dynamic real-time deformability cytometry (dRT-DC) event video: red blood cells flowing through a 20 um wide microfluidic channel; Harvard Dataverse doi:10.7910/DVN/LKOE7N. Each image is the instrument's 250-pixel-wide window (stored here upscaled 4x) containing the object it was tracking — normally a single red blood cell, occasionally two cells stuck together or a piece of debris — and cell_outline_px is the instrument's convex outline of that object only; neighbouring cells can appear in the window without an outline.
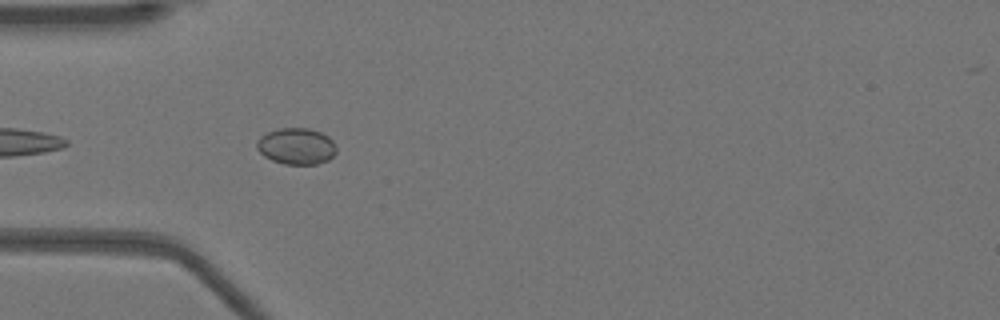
{"species": "Egyptian fruit bat (a non-hibernating species)", "species_latin": "Rousettus aegyptiacus", "temperature_condition": "warm", "stored_images_in_passage": 6, "camera_frame_rate_fps": 3000, "um_per_image_px": 0.085, "animal": {"sex": "female"}, "frame": {"image": 1, "passage_image": 3, "time_ms": 0.667, "image_size_px": [1000, 320], "cell_outline_px": [[336, 152], [328, 160], [316, 164], [284, 164], [272, 160], [264, 156], [256, 148], [256, 140], [260, 136], [268, 132], [280, 128], [308, 128], [320, 132], [328, 136], [336, 144]], "centroid_in_image_um": [25.18, 12.42], "position_along_channel_um": 59.8, "area_um2": 16.94}}